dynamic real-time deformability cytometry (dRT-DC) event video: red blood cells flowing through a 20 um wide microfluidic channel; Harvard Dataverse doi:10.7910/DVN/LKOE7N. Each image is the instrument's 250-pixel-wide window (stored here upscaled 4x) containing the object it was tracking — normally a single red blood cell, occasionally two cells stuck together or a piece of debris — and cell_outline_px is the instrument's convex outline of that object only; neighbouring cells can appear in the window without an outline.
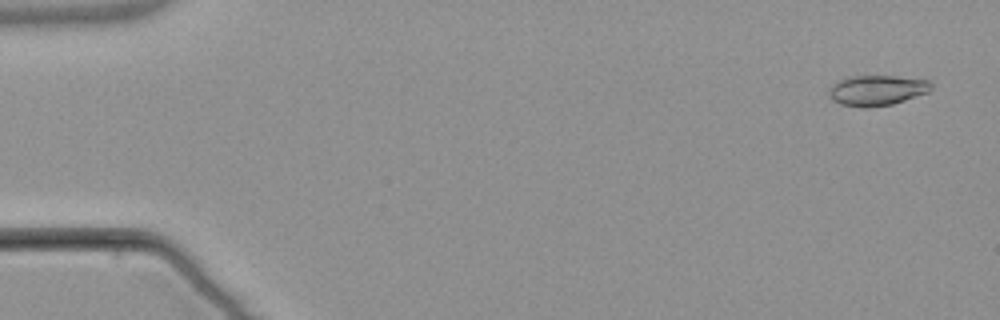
{"species": "common noctule bat (a hibernating species)", "species_latin": "Nyctalus noctula", "temperature_condition": "warm", "stored_images_in_passage": 14, "camera_frame_rate_fps": 3000, "um_per_image_px": 0.085, "animal": {"sex": "male", "body_mass_g": 21.5, "forearm_length_mm": 52.0}, "frame": {"image": 1, "passage_image": 3, "time_ms": 0.667, "image_size_px": [1000, 320], "cell_outline_px": [[932, 88], [928, 92], [892, 104], [868, 108], [860, 108], [840, 104], [832, 100], [828, 96], [828, 88], [832, 84], [848, 76], [896, 76], [928, 80], [932, 84]], "centroid_in_image_um": [74.49, 7.68], "position_along_channel_um": 10.5, "area_um2": 18.26}}